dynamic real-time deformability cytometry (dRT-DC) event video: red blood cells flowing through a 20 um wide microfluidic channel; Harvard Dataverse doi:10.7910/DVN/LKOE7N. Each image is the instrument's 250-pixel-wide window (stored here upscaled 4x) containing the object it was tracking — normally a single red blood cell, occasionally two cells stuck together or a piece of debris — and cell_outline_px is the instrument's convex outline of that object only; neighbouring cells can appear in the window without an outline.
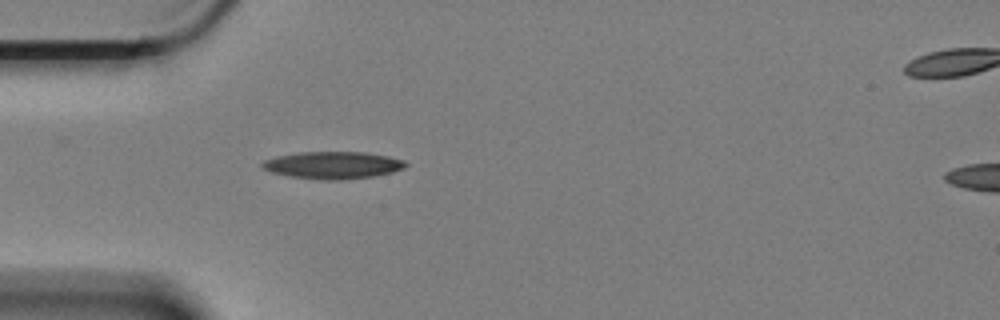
{"species": "Egyptian fruit bat (a non-hibernating species)", "species_latin": "Rousettus aegyptiacus", "temperature_condition": "cold", "stored_images_in_passage": 12, "camera_frame_rate_fps": 3000, "um_per_image_px": 0.085, "animal": {"sex": "female"}, "frame": {"image": 1, "passage_image": 1, "time_ms": 0.0, "image_size_px": [1000, 320], "cell_outline_px": [[408, 164], [404, 168], [392, 172], [372, 176], [344, 180], [320, 180], [288, 176], [272, 172], [264, 168], [260, 164], [264, 160], [276, 156], [300, 152], [364, 152], [388, 156], [404, 160]], "centroid_in_image_um": [28.29, 14.04], "position_along_channel_um": 56.7, "area_um2": 22.77}}
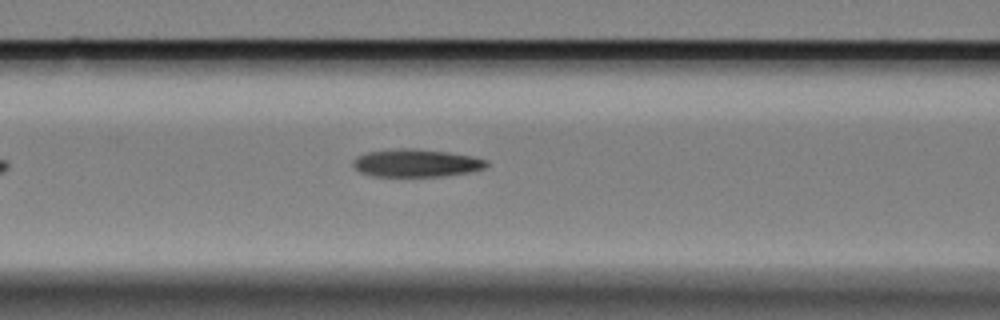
{"frame": {"image": 2, "passage_image": 8, "time_ms": 2.333, "image_size_px": [1000, 320], "cell_outline_px": [[488, 164], [484, 168], [468, 172], [444, 176], [372, 176], [360, 172], [352, 164], [352, 160], [356, 156], [368, 152], [400, 148], [412, 148], [444, 152], [468, 156], [484, 160]], "centroid_in_image_um": [35.29, 13.86], "position_along_channel_um": 131.3, "area_um2": 21.21}}
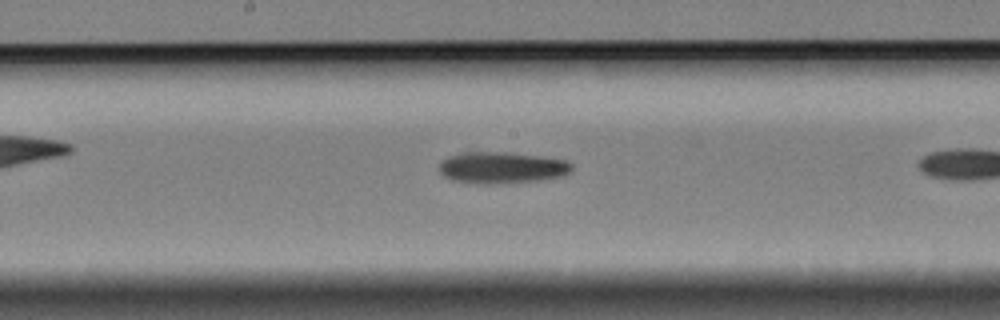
{"frame": {"image": 3, "passage_image": 11, "time_ms": 3.333, "image_size_px": [1000, 320], "cell_outline_px": [[572, 168], [564, 176], [540, 180], [488, 184], [480, 184], [452, 180], [444, 176], [440, 172], [440, 164], [448, 156], [464, 152], [504, 152], [540, 156], [564, 160], [572, 164]], "centroid_in_image_um": [42.65, 14.25], "position_along_channel_um": 205.6, "area_um2": 24.16}}